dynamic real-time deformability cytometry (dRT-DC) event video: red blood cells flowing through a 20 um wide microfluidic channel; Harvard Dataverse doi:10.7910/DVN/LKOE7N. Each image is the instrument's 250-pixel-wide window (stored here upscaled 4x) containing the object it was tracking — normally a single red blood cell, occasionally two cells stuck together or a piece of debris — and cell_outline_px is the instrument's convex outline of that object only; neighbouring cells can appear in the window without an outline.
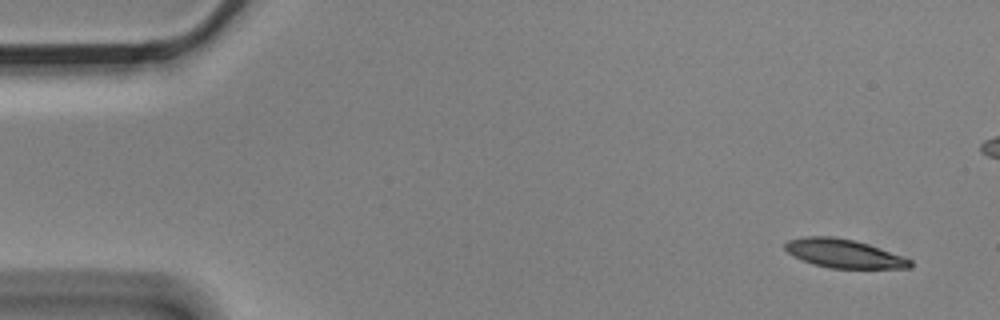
{"species": "Egyptian fruit bat (a non-hibernating species)", "species_latin": "Rousettus aegyptiacus", "temperature_condition": "cold", "stored_images_in_passage": 6, "segment_of_instrument_passage": [2, 2], "camera_frame_rate_fps": 3000, "um_per_image_px": 0.085, "animal": {"sex": "male"}, "frame": {"image": 1, "passage_image": 6, "time_ms": 1.667, "image_size_px": [1000, 320], "cell_outline_px": [[912, 268], [828, 268], [812, 264], [792, 256], [784, 248], [784, 244], [788, 240], [804, 236], [832, 236], [856, 240], [868, 244], [912, 260]], "centroid_in_image_um": [71.68, 21.54], "position_along_channel_um": 13.3, "area_um2": 20.92}}